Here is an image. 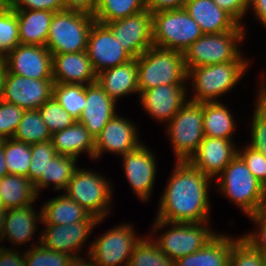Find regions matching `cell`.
I'll return each instance as SVG.
<instances>
[{"instance_id": "1", "label": "cell", "mask_w": 266, "mask_h": 266, "mask_svg": "<svg viewBox=\"0 0 266 266\" xmlns=\"http://www.w3.org/2000/svg\"><path fill=\"white\" fill-rule=\"evenodd\" d=\"M212 178L188 161H177L160 197L157 220L201 223L209 221V184Z\"/></svg>"}, {"instance_id": "2", "label": "cell", "mask_w": 266, "mask_h": 266, "mask_svg": "<svg viewBox=\"0 0 266 266\" xmlns=\"http://www.w3.org/2000/svg\"><path fill=\"white\" fill-rule=\"evenodd\" d=\"M219 175L218 191L233 201L246 216L266 209V188L238 154Z\"/></svg>"}, {"instance_id": "3", "label": "cell", "mask_w": 266, "mask_h": 266, "mask_svg": "<svg viewBox=\"0 0 266 266\" xmlns=\"http://www.w3.org/2000/svg\"><path fill=\"white\" fill-rule=\"evenodd\" d=\"M139 94L159 85L184 84L187 70L183 53L152 46L137 57Z\"/></svg>"}, {"instance_id": "4", "label": "cell", "mask_w": 266, "mask_h": 266, "mask_svg": "<svg viewBox=\"0 0 266 266\" xmlns=\"http://www.w3.org/2000/svg\"><path fill=\"white\" fill-rule=\"evenodd\" d=\"M249 61H229L221 64L199 66L187 71L195 93L189 100L194 102H215L243 78ZM194 84V85H193Z\"/></svg>"}, {"instance_id": "5", "label": "cell", "mask_w": 266, "mask_h": 266, "mask_svg": "<svg viewBox=\"0 0 266 266\" xmlns=\"http://www.w3.org/2000/svg\"><path fill=\"white\" fill-rule=\"evenodd\" d=\"M93 15L63 10L54 13L47 35L46 48L52 54L86 51Z\"/></svg>"}, {"instance_id": "6", "label": "cell", "mask_w": 266, "mask_h": 266, "mask_svg": "<svg viewBox=\"0 0 266 266\" xmlns=\"http://www.w3.org/2000/svg\"><path fill=\"white\" fill-rule=\"evenodd\" d=\"M245 32L203 34L183 52L186 70L229 61H248L242 58L243 55L238 46V43L245 39Z\"/></svg>"}, {"instance_id": "7", "label": "cell", "mask_w": 266, "mask_h": 266, "mask_svg": "<svg viewBox=\"0 0 266 266\" xmlns=\"http://www.w3.org/2000/svg\"><path fill=\"white\" fill-rule=\"evenodd\" d=\"M203 35L198 23L182 9L152 13L155 47L184 52Z\"/></svg>"}, {"instance_id": "8", "label": "cell", "mask_w": 266, "mask_h": 266, "mask_svg": "<svg viewBox=\"0 0 266 266\" xmlns=\"http://www.w3.org/2000/svg\"><path fill=\"white\" fill-rule=\"evenodd\" d=\"M209 221L201 223L165 222L155 219L152 232L171 225L169 230L154 239L159 249L170 259L177 260L204 247L215 235L208 227ZM156 231V232H155Z\"/></svg>"}, {"instance_id": "9", "label": "cell", "mask_w": 266, "mask_h": 266, "mask_svg": "<svg viewBox=\"0 0 266 266\" xmlns=\"http://www.w3.org/2000/svg\"><path fill=\"white\" fill-rule=\"evenodd\" d=\"M167 125L176 161H189L205 137L203 103L188 100Z\"/></svg>"}, {"instance_id": "10", "label": "cell", "mask_w": 266, "mask_h": 266, "mask_svg": "<svg viewBox=\"0 0 266 266\" xmlns=\"http://www.w3.org/2000/svg\"><path fill=\"white\" fill-rule=\"evenodd\" d=\"M64 191L97 219L103 220L110 212L112 187L104 176L92 170L77 167Z\"/></svg>"}, {"instance_id": "11", "label": "cell", "mask_w": 266, "mask_h": 266, "mask_svg": "<svg viewBox=\"0 0 266 266\" xmlns=\"http://www.w3.org/2000/svg\"><path fill=\"white\" fill-rule=\"evenodd\" d=\"M135 235L133 226L127 223L108 230L89 245L88 259L94 266H128L135 245L141 239Z\"/></svg>"}, {"instance_id": "12", "label": "cell", "mask_w": 266, "mask_h": 266, "mask_svg": "<svg viewBox=\"0 0 266 266\" xmlns=\"http://www.w3.org/2000/svg\"><path fill=\"white\" fill-rule=\"evenodd\" d=\"M122 48L137 58L154 46L152 39V14L149 10L105 24Z\"/></svg>"}, {"instance_id": "13", "label": "cell", "mask_w": 266, "mask_h": 266, "mask_svg": "<svg viewBox=\"0 0 266 266\" xmlns=\"http://www.w3.org/2000/svg\"><path fill=\"white\" fill-rule=\"evenodd\" d=\"M101 221L102 219L91 216L86 221L69 225H45V230H42V235L39 237L40 244L47 249L80 258V254L77 253L83 248V244H86L94 227Z\"/></svg>"}, {"instance_id": "14", "label": "cell", "mask_w": 266, "mask_h": 266, "mask_svg": "<svg viewBox=\"0 0 266 266\" xmlns=\"http://www.w3.org/2000/svg\"><path fill=\"white\" fill-rule=\"evenodd\" d=\"M86 52L96 74L132 59L111 30L98 22L91 26Z\"/></svg>"}, {"instance_id": "15", "label": "cell", "mask_w": 266, "mask_h": 266, "mask_svg": "<svg viewBox=\"0 0 266 266\" xmlns=\"http://www.w3.org/2000/svg\"><path fill=\"white\" fill-rule=\"evenodd\" d=\"M53 79H33L6 74L4 102L26 110L39 109L53 95Z\"/></svg>"}, {"instance_id": "16", "label": "cell", "mask_w": 266, "mask_h": 266, "mask_svg": "<svg viewBox=\"0 0 266 266\" xmlns=\"http://www.w3.org/2000/svg\"><path fill=\"white\" fill-rule=\"evenodd\" d=\"M3 59L7 73L33 79H53L52 53L46 46L19 44Z\"/></svg>"}, {"instance_id": "17", "label": "cell", "mask_w": 266, "mask_h": 266, "mask_svg": "<svg viewBox=\"0 0 266 266\" xmlns=\"http://www.w3.org/2000/svg\"><path fill=\"white\" fill-rule=\"evenodd\" d=\"M141 144L137 149L122 155L125 176L140 200L151 197L156 176V159L150 149Z\"/></svg>"}, {"instance_id": "18", "label": "cell", "mask_w": 266, "mask_h": 266, "mask_svg": "<svg viewBox=\"0 0 266 266\" xmlns=\"http://www.w3.org/2000/svg\"><path fill=\"white\" fill-rule=\"evenodd\" d=\"M137 129L128 119L115 114L95 138L94 159L102 152H113L120 156L137 149L141 144Z\"/></svg>"}, {"instance_id": "19", "label": "cell", "mask_w": 266, "mask_h": 266, "mask_svg": "<svg viewBox=\"0 0 266 266\" xmlns=\"http://www.w3.org/2000/svg\"><path fill=\"white\" fill-rule=\"evenodd\" d=\"M187 84L159 85L139 94L144 110L157 121L170 122L188 101Z\"/></svg>"}, {"instance_id": "20", "label": "cell", "mask_w": 266, "mask_h": 266, "mask_svg": "<svg viewBox=\"0 0 266 266\" xmlns=\"http://www.w3.org/2000/svg\"><path fill=\"white\" fill-rule=\"evenodd\" d=\"M237 154L238 149L231 140L205 136L188 162L206 176L215 179Z\"/></svg>"}, {"instance_id": "21", "label": "cell", "mask_w": 266, "mask_h": 266, "mask_svg": "<svg viewBox=\"0 0 266 266\" xmlns=\"http://www.w3.org/2000/svg\"><path fill=\"white\" fill-rule=\"evenodd\" d=\"M116 102L98 85L97 82L86 85V105L79 122L94 139L103 127L116 114Z\"/></svg>"}, {"instance_id": "22", "label": "cell", "mask_w": 266, "mask_h": 266, "mask_svg": "<svg viewBox=\"0 0 266 266\" xmlns=\"http://www.w3.org/2000/svg\"><path fill=\"white\" fill-rule=\"evenodd\" d=\"M54 83L88 85L96 82L91 60L86 51L52 54Z\"/></svg>"}, {"instance_id": "23", "label": "cell", "mask_w": 266, "mask_h": 266, "mask_svg": "<svg viewBox=\"0 0 266 266\" xmlns=\"http://www.w3.org/2000/svg\"><path fill=\"white\" fill-rule=\"evenodd\" d=\"M184 9L198 23L203 34L245 31L243 25H239L213 0H187Z\"/></svg>"}, {"instance_id": "24", "label": "cell", "mask_w": 266, "mask_h": 266, "mask_svg": "<svg viewBox=\"0 0 266 266\" xmlns=\"http://www.w3.org/2000/svg\"><path fill=\"white\" fill-rule=\"evenodd\" d=\"M96 82L115 102L127 94H139L137 58L101 71L96 76Z\"/></svg>"}, {"instance_id": "25", "label": "cell", "mask_w": 266, "mask_h": 266, "mask_svg": "<svg viewBox=\"0 0 266 266\" xmlns=\"http://www.w3.org/2000/svg\"><path fill=\"white\" fill-rule=\"evenodd\" d=\"M51 141L59 155L77 159L78 155L87 152L94 159L95 139L78 120L64 130L54 132Z\"/></svg>"}, {"instance_id": "26", "label": "cell", "mask_w": 266, "mask_h": 266, "mask_svg": "<svg viewBox=\"0 0 266 266\" xmlns=\"http://www.w3.org/2000/svg\"><path fill=\"white\" fill-rule=\"evenodd\" d=\"M37 214L32 205L6 210L2 241L7 238L14 245L28 243L33 239L37 222L42 221L41 212Z\"/></svg>"}, {"instance_id": "27", "label": "cell", "mask_w": 266, "mask_h": 266, "mask_svg": "<svg viewBox=\"0 0 266 266\" xmlns=\"http://www.w3.org/2000/svg\"><path fill=\"white\" fill-rule=\"evenodd\" d=\"M18 18L22 45L46 46L47 35L55 12L47 10L14 9Z\"/></svg>"}, {"instance_id": "28", "label": "cell", "mask_w": 266, "mask_h": 266, "mask_svg": "<svg viewBox=\"0 0 266 266\" xmlns=\"http://www.w3.org/2000/svg\"><path fill=\"white\" fill-rule=\"evenodd\" d=\"M232 238L216 234L204 247L192 254L178 258L175 266H229Z\"/></svg>"}, {"instance_id": "29", "label": "cell", "mask_w": 266, "mask_h": 266, "mask_svg": "<svg viewBox=\"0 0 266 266\" xmlns=\"http://www.w3.org/2000/svg\"><path fill=\"white\" fill-rule=\"evenodd\" d=\"M41 208L44 225H69L88 220L92 215L66 194L48 200Z\"/></svg>"}, {"instance_id": "30", "label": "cell", "mask_w": 266, "mask_h": 266, "mask_svg": "<svg viewBox=\"0 0 266 266\" xmlns=\"http://www.w3.org/2000/svg\"><path fill=\"white\" fill-rule=\"evenodd\" d=\"M38 198L27 177L7 174L0 179V206L4 210L33 205Z\"/></svg>"}, {"instance_id": "31", "label": "cell", "mask_w": 266, "mask_h": 266, "mask_svg": "<svg viewBox=\"0 0 266 266\" xmlns=\"http://www.w3.org/2000/svg\"><path fill=\"white\" fill-rule=\"evenodd\" d=\"M235 126L236 124L232 114L222 102L203 103L204 136L232 140Z\"/></svg>"}, {"instance_id": "32", "label": "cell", "mask_w": 266, "mask_h": 266, "mask_svg": "<svg viewBox=\"0 0 266 266\" xmlns=\"http://www.w3.org/2000/svg\"><path fill=\"white\" fill-rule=\"evenodd\" d=\"M146 9L145 0H98L93 13L95 22L106 24L135 15Z\"/></svg>"}, {"instance_id": "33", "label": "cell", "mask_w": 266, "mask_h": 266, "mask_svg": "<svg viewBox=\"0 0 266 266\" xmlns=\"http://www.w3.org/2000/svg\"><path fill=\"white\" fill-rule=\"evenodd\" d=\"M57 155L51 140L31 144V159L28 170V179L33 184L36 194L39 195L45 188V169L49 160Z\"/></svg>"}, {"instance_id": "34", "label": "cell", "mask_w": 266, "mask_h": 266, "mask_svg": "<svg viewBox=\"0 0 266 266\" xmlns=\"http://www.w3.org/2000/svg\"><path fill=\"white\" fill-rule=\"evenodd\" d=\"M52 134L42 120L38 109L26 110L20 120L13 139L35 144L51 140Z\"/></svg>"}, {"instance_id": "35", "label": "cell", "mask_w": 266, "mask_h": 266, "mask_svg": "<svg viewBox=\"0 0 266 266\" xmlns=\"http://www.w3.org/2000/svg\"><path fill=\"white\" fill-rule=\"evenodd\" d=\"M52 97L72 117L79 120L86 105V85L54 83Z\"/></svg>"}, {"instance_id": "36", "label": "cell", "mask_w": 266, "mask_h": 266, "mask_svg": "<svg viewBox=\"0 0 266 266\" xmlns=\"http://www.w3.org/2000/svg\"><path fill=\"white\" fill-rule=\"evenodd\" d=\"M1 146L4 149L8 174L28 178V170L31 163V145L9 138L3 140Z\"/></svg>"}, {"instance_id": "37", "label": "cell", "mask_w": 266, "mask_h": 266, "mask_svg": "<svg viewBox=\"0 0 266 266\" xmlns=\"http://www.w3.org/2000/svg\"><path fill=\"white\" fill-rule=\"evenodd\" d=\"M152 239V236L149 239L141 237L135 245L128 266H175V260L167 257Z\"/></svg>"}, {"instance_id": "38", "label": "cell", "mask_w": 266, "mask_h": 266, "mask_svg": "<svg viewBox=\"0 0 266 266\" xmlns=\"http://www.w3.org/2000/svg\"><path fill=\"white\" fill-rule=\"evenodd\" d=\"M77 159L57 154L49 160L45 169V187L54 185V190H65L76 170Z\"/></svg>"}, {"instance_id": "39", "label": "cell", "mask_w": 266, "mask_h": 266, "mask_svg": "<svg viewBox=\"0 0 266 266\" xmlns=\"http://www.w3.org/2000/svg\"><path fill=\"white\" fill-rule=\"evenodd\" d=\"M260 93L256 99V106L251 125V143L249 146L262 152L266 157V82L262 81Z\"/></svg>"}, {"instance_id": "40", "label": "cell", "mask_w": 266, "mask_h": 266, "mask_svg": "<svg viewBox=\"0 0 266 266\" xmlns=\"http://www.w3.org/2000/svg\"><path fill=\"white\" fill-rule=\"evenodd\" d=\"M24 252V258L27 266H69L74 257L64 252H57L47 249L40 244Z\"/></svg>"}, {"instance_id": "41", "label": "cell", "mask_w": 266, "mask_h": 266, "mask_svg": "<svg viewBox=\"0 0 266 266\" xmlns=\"http://www.w3.org/2000/svg\"><path fill=\"white\" fill-rule=\"evenodd\" d=\"M266 258L243 236L232 239L229 266H265Z\"/></svg>"}, {"instance_id": "42", "label": "cell", "mask_w": 266, "mask_h": 266, "mask_svg": "<svg viewBox=\"0 0 266 266\" xmlns=\"http://www.w3.org/2000/svg\"><path fill=\"white\" fill-rule=\"evenodd\" d=\"M20 44L17 14L12 7L0 12V58Z\"/></svg>"}, {"instance_id": "43", "label": "cell", "mask_w": 266, "mask_h": 266, "mask_svg": "<svg viewBox=\"0 0 266 266\" xmlns=\"http://www.w3.org/2000/svg\"><path fill=\"white\" fill-rule=\"evenodd\" d=\"M38 111L51 134L64 130L76 121L53 97L46 101Z\"/></svg>"}, {"instance_id": "44", "label": "cell", "mask_w": 266, "mask_h": 266, "mask_svg": "<svg viewBox=\"0 0 266 266\" xmlns=\"http://www.w3.org/2000/svg\"><path fill=\"white\" fill-rule=\"evenodd\" d=\"M25 110L15 104L0 103V137L13 138Z\"/></svg>"}, {"instance_id": "45", "label": "cell", "mask_w": 266, "mask_h": 266, "mask_svg": "<svg viewBox=\"0 0 266 266\" xmlns=\"http://www.w3.org/2000/svg\"><path fill=\"white\" fill-rule=\"evenodd\" d=\"M238 155L246 163L255 178L266 188V157L262 152L256 151L249 145L244 151L238 150Z\"/></svg>"}, {"instance_id": "46", "label": "cell", "mask_w": 266, "mask_h": 266, "mask_svg": "<svg viewBox=\"0 0 266 266\" xmlns=\"http://www.w3.org/2000/svg\"><path fill=\"white\" fill-rule=\"evenodd\" d=\"M248 218L257 225L259 231L247 233L243 237L266 258V209L258 211Z\"/></svg>"}, {"instance_id": "47", "label": "cell", "mask_w": 266, "mask_h": 266, "mask_svg": "<svg viewBox=\"0 0 266 266\" xmlns=\"http://www.w3.org/2000/svg\"><path fill=\"white\" fill-rule=\"evenodd\" d=\"M13 9L23 10H47L60 12L64 10L63 0H11Z\"/></svg>"}, {"instance_id": "48", "label": "cell", "mask_w": 266, "mask_h": 266, "mask_svg": "<svg viewBox=\"0 0 266 266\" xmlns=\"http://www.w3.org/2000/svg\"><path fill=\"white\" fill-rule=\"evenodd\" d=\"M213 2L227 12L239 25L249 10L250 0H213Z\"/></svg>"}, {"instance_id": "49", "label": "cell", "mask_w": 266, "mask_h": 266, "mask_svg": "<svg viewBox=\"0 0 266 266\" xmlns=\"http://www.w3.org/2000/svg\"><path fill=\"white\" fill-rule=\"evenodd\" d=\"M187 0H145V7L152 13L184 8Z\"/></svg>"}, {"instance_id": "50", "label": "cell", "mask_w": 266, "mask_h": 266, "mask_svg": "<svg viewBox=\"0 0 266 266\" xmlns=\"http://www.w3.org/2000/svg\"><path fill=\"white\" fill-rule=\"evenodd\" d=\"M0 266H27L24 254L14 249H7L5 246L0 247Z\"/></svg>"}, {"instance_id": "51", "label": "cell", "mask_w": 266, "mask_h": 266, "mask_svg": "<svg viewBox=\"0 0 266 266\" xmlns=\"http://www.w3.org/2000/svg\"><path fill=\"white\" fill-rule=\"evenodd\" d=\"M64 10L80 11L93 15L98 0H63Z\"/></svg>"}, {"instance_id": "52", "label": "cell", "mask_w": 266, "mask_h": 266, "mask_svg": "<svg viewBox=\"0 0 266 266\" xmlns=\"http://www.w3.org/2000/svg\"><path fill=\"white\" fill-rule=\"evenodd\" d=\"M249 8L253 9L256 18L266 28V0H250Z\"/></svg>"}, {"instance_id": "53", "label": "cell", "mask_w": 266, "mask_h": 266, "mask_svg": "<svg viewBox=\"0 0 266 266\" xmlns=\"http://www.w3.org/2000/svg\"><path fill=\"white\" fill-rule=\"evenodd\" d=\"M7 74L6 62L0 58V103L4 101V87Z\"/></svg>"}, {"instance_id": "54", "label": "cell", "mask_w": 266, "mask_h": 266, "mask_svg": "<svg viewBox=\"0 0 266 266\" xmlns=\"http://www.w3.org/2000/svg\"><path fill=\"white\" fill-rule=\"evenodd\" d=\"M8 174L6 162H5V155H4V149L1 146L0 147V179Z\"/></svg>"}, {"instance_id": "55", "label": "cell", "mask_w": 266, "mask_h": 266, "mask_svg": "<svg viewBox=\"0 0 266 266\" xmlns=\"http://www.w3.org/2000/svg\"><path fill=\"white\" fill-rule=\"evenodd\" d=\"M89 260H86L84 258H74L72 262L69 264V266H94L92 261L87 262Z\"/></svg>"}, {"instance_id": "56", "label": "cell", "mask_w": 266, "mask_h": 266, "mask_svg": "<svg viewBox=\"0 0 266 266\" xmlns=\"http://www.w3.org/2000/svg\"><path fill=\"white\" fill-rule=\"evenodd\" d=\"M6 210L0 208V242L2 241V231L5 223ZM1 247V246H0Z\"/></svg>"}, {"instance_id": "57", "label": "cell", "mask_w": 266, "mask_h": 266, "mask_svg": "<svg viewBox=\"0 0 266 266\" xmlns=\"http://www.w3.org/2000/svg\"><path fill=\"white\" fill-rule=\"evenodd\" d=\"M11 7V0H0V12L8 10Z\"/></svg>"}, {"instance_id": "58", "label": "cell", "mask_w": 266, "mask_h": 266, "mask_svg": "<svg viewBox=\"0 0 266 266\" xmlns=\"http://www.w3.org/2000/svg\"><path fill=\"white\" fill-rule=\"evenodd\" d=\"M3 140H4V139H2V138L0 137V147H1V145H2Z\"/></svg>"}]
</instances>
